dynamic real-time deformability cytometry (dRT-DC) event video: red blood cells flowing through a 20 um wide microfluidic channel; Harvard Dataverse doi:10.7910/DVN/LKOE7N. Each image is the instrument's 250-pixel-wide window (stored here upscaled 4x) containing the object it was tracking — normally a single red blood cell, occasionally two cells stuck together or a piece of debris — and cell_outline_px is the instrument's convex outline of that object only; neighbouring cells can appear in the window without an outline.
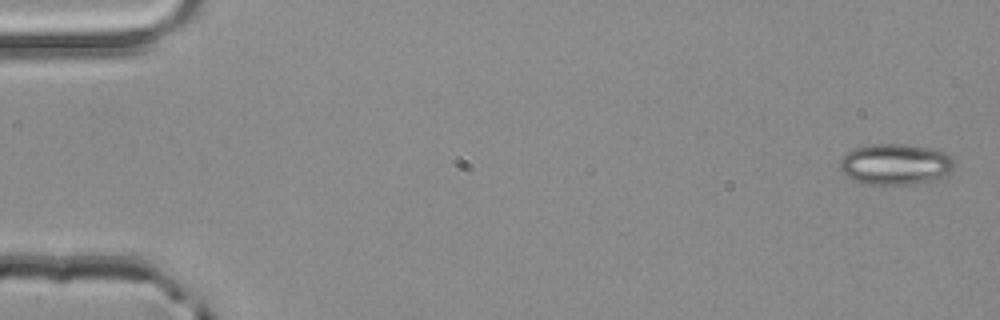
{"species": "common noctule bat (a hibernating species)", "species_latin": "Nyctalus noctula", "temperature_condition": "room temperature", "stored_images_in_passage": 4, "camera_frame_rate_fps": 3000, "um_per_image_px": 0.085, "animal": {"sex": "male", "body_mass_g": 20.4}, "frame": {"image": 1, "passage_image": 1, "time_ms": 0.0, "image_size_px": [1000, 320], "cell_outline_px": [[956, 164], [944, 176], [936, 180], [912, 184], [864, 184], [852, 180], [844, 176], [840, 168], [840, 160], [848, 152], [856, 148], [872, 144], [904, 144], [928, 148], [944, 152], [952, 156]], "centroid_in_image_um": [76.11, 13.97], "position_along_channel_um": 8.9, "area_um2": 27.4}}